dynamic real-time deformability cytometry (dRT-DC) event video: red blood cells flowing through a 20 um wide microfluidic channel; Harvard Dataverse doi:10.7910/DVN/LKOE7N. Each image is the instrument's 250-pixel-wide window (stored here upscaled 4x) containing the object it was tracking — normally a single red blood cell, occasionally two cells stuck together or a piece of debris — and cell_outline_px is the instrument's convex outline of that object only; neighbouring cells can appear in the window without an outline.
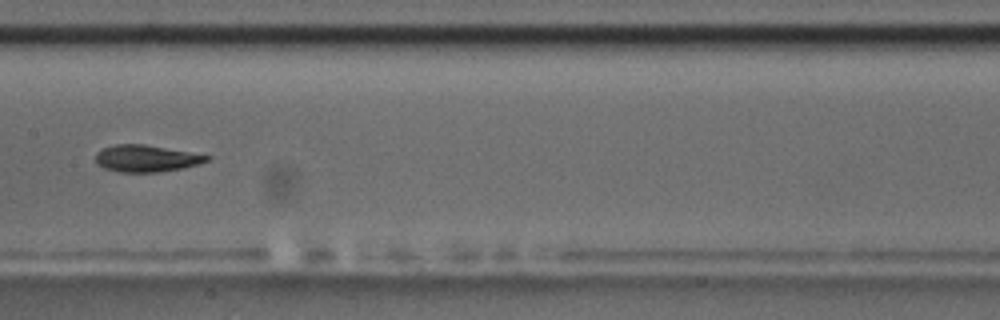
{"species": "common noctule bat (a hibernating species)", "species_latin": "Nyctalus noctula", "temperature_condition": "room temperature", "stored_images_in_passage": 15, "camera_frame_rate_fps": 3000, "um_per_image_px": 0.085, "animal": {"sex": "male", "body_mass_g": 17.5, "forearm_length_mm": 52.3}, "frame": {"image": 1, "passage_image": 7, "time_ms": 8.0, "image_size_px": [1000, 320], "cell_outline_px": [[212, 160], [200, 164], [184, 168], [156, 172], [120, 172], [104, 168], [96, 164], [96, 152], [104, 148], [116, 144], [144, 144], [212, 156]], "centroid_in_image_um": [12.46, 13.47], "position_along_channel_um": 194.9, "area_um2": 17.46}, "authors_computed_cell_mechanics": {"area_um2": 17.5712, "velocity_mm_per_s": 3.5113, "shape_relaxation_time_tau1_ms": null, "shape_relaxation_time_tau2_ms": 2.5346, "deformation_change_tau1": null, "deformation_change_tau2": 0.0819}}